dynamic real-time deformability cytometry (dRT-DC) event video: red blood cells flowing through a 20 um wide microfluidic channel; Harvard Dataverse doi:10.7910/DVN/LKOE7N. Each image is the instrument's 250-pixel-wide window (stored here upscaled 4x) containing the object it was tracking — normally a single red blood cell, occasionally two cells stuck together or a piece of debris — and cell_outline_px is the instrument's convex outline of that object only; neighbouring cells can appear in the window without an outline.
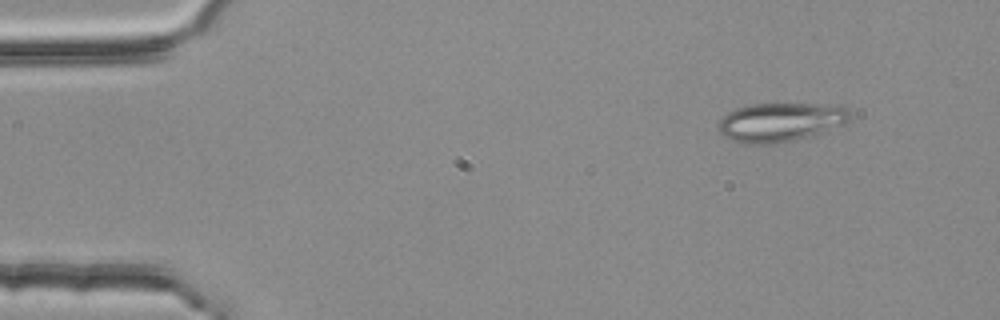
{"species": "common noctule bat (a hibernating species)", "species_latin": "Nyctalus noctula", "temperature_condition": "room temperature", "stored_images_in_passage": 3, "camera_frame_rate_fps": 3000, "um_per_image_px": 0.085, "animal": {"sex": "female", "body_mass_g": 25.1}, "frame": {"image": 1, "passage_image": 1, "time_ms": 0.0, "image_size_px": [1000, 320], "cell_outline_px": [[852, 116], [844, 124], [796, 140], [776, 144], [740, 144], [724, 136], [720, 132], [716, 124], [728, 112], [736, 108], [748, 104], [840, 104], [848, 108]], "centroid_in_image_um": [66.33, 10.37], "position_along_channel_um": 18.7, "area_um2": 30.17}}
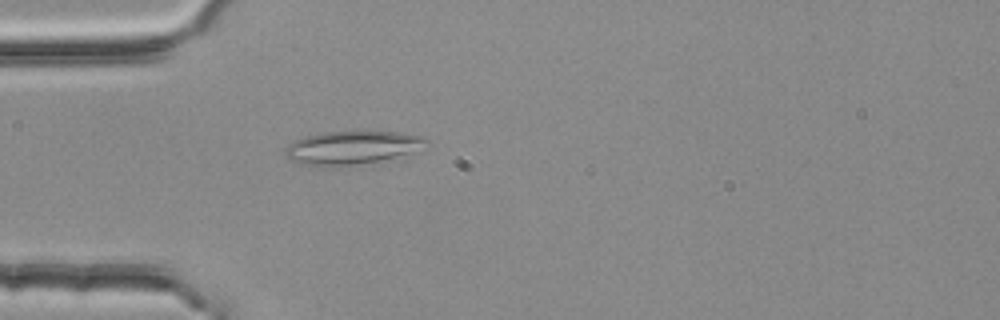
{"frame": {"image": 2, "passage_image": 3, "time_ms": 0.667, "image_size_px": [1000, 320], "cell_outline_px": [[428, 140], [408, 152], [380, 160], [336, 168], [316, 168], [288, 160], [284, 152], [284, 148], [288, 144], [304, 136], [324, 132], [400, 132], [424, 136]], "centroid_in_image_um": [29.73, 12.58], "position_along_channel_um": 55.3, "area_um2": 27.28}}